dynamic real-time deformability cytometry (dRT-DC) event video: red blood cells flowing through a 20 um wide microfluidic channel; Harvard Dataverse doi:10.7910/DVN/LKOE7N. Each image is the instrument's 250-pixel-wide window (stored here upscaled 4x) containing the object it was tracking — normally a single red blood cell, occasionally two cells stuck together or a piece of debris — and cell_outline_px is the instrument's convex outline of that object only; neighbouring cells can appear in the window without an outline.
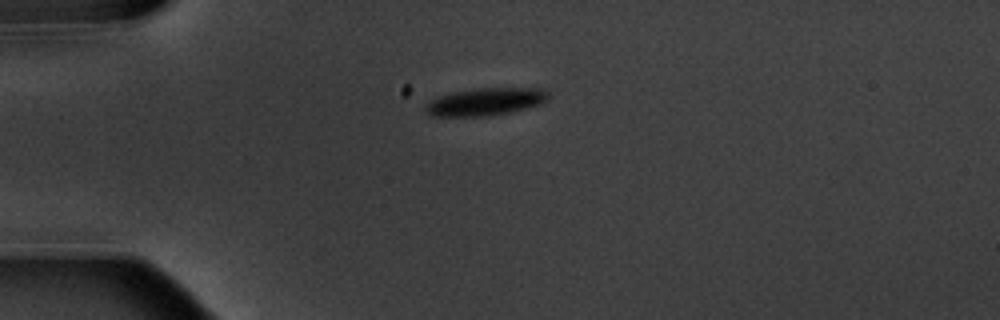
{"species": "common noctule bat (a hibernating species)", "species_latin": "Nyctalus noctula", "temperature_condition": "warm", "stored_images_in_passage": 8, "camera_frame_rate_fps": 3000, "um_per_image_px": 0.085, "animal": {"sex": "male", "body_mass_g": 20.1, "forearm_length_mm": 53.5}, "frame": {"image": 1, "passage_image": 1, "time_ms": 0.0, "image_size_px": [1000, 320], "cell_outline_px": [[548, 100], [540, 104], [492, 116], [432, 116], [424, 108], [432, 100], [440, 96], [452, 92], [476, 88], [544, 88], [548, 92]], "centroid_in_image_um": [41.3, 8.64], "position_along_channel_um": 43.7, "area_um2": 19.54}}
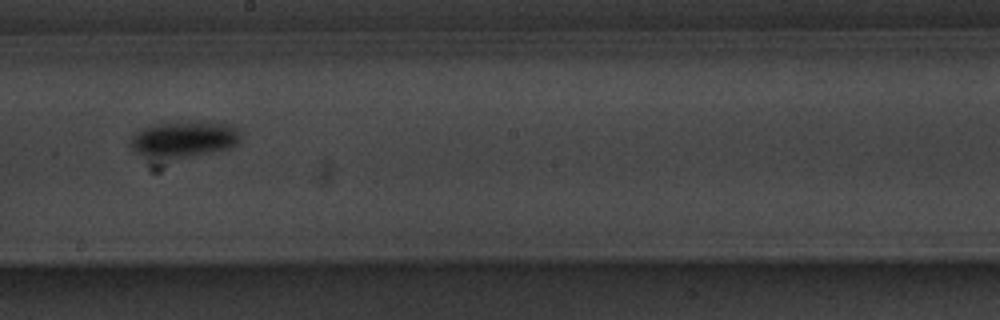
{"frame": {"image": 2, "passage_image": 6, "time_ms": 6.0, "image_size_px": [1000, 320], "cell_outline_px": [[240, 140], [236, 144], [228, 148], [156, 168], [136, 152], [128, 144], [132, 136], [136, 132], [144, 128], [156, 124], [208, 120], [228, 124], [236, 128], [240, 132]], "centroid_in_image_um": [15.51, 11.98], "position_along_channel_um": 232.7, "area_um2": 25.55}}
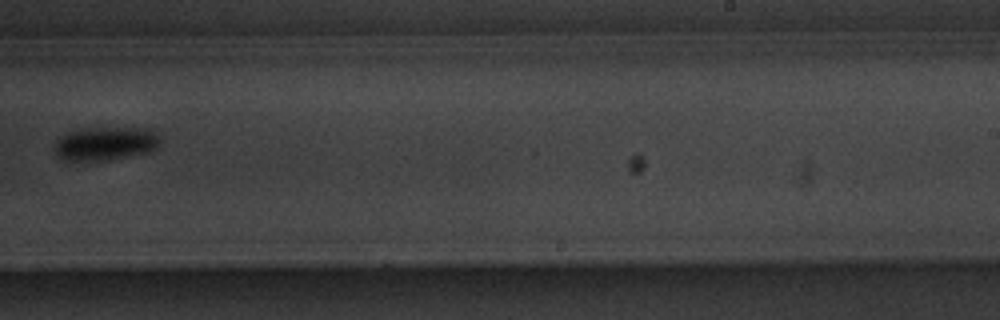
{"frame": {"image": 3, "passage_image": 7, "time_ms": 7.333, "image_size_px": [1000, 320], "cell_outline_px": [[160, 140], [156, 148], [148, 152], [108, 160], [64, 160], [56, 156], [52, 148], [56, 140], [60, 136], [68, 132], [80, 128], [148, 128], [156, 132]], "centroid_in_image_um": [8.91, 12.19], "position_along_channel_um": 280.1, "area_um2": 20.81}}